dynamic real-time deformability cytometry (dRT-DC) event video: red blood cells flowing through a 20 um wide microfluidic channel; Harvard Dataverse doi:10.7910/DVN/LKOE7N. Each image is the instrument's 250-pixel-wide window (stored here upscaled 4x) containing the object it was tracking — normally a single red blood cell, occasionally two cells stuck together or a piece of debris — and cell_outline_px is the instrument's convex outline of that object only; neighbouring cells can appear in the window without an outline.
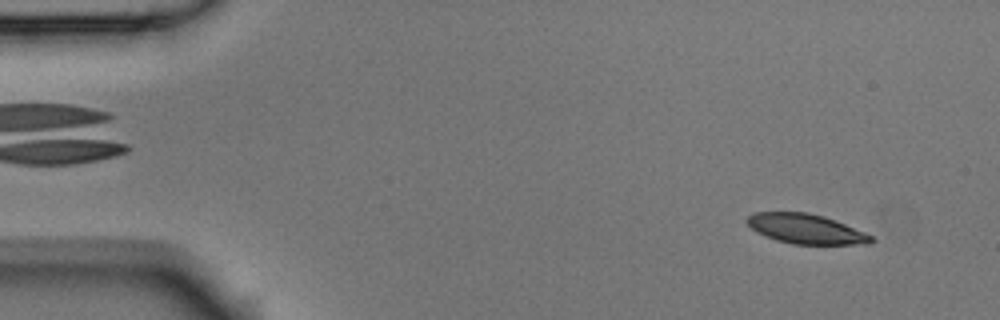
{"species": "Egyptian fruit bat (a non-hibernating species)", "species_latin": "Rousettus aegyptiacus", "temperature_condition": "room temperature", "stored_images_in_passage": 5, "camera_frame_rate_fps": 3000, "um_per_image_px": 0.085, "animal": {"sex": "male"}, "frame": {"image": 1, "passage_image": 1, "time_ms": 0.0, "image_size_px": [1000, 320], "cell_outline_px": [[876, 240], [872, 244], [792, 244], [776, 240], [756, 232], [744, 220], [752, 212], [808, 212], [824, 216], [864, 232], [872, 236]], "centroid_in_image_um": [68.49, 19.45], "position_along_channel_um": 16.5, "area_um2": 21.56}}
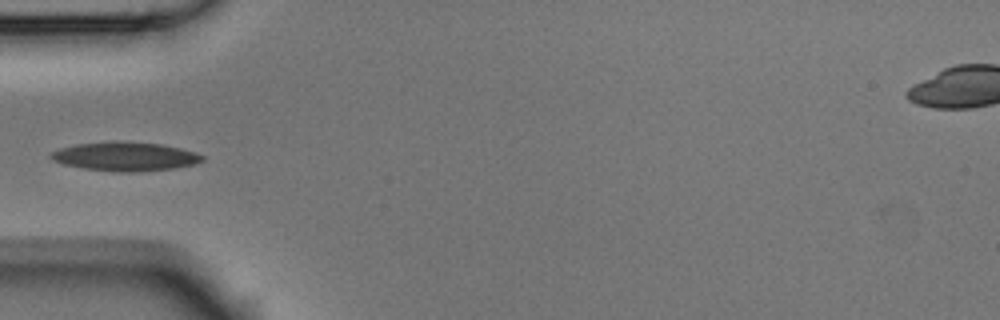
{"frame": {"image": 2, "passage_image": 4, "time_ms": 1.0, "image_size_px": [1000, 320], "cell_outline_px": [[204, 160], [192, 164], [176, 168], [136, 172], [116, 172], [84, 168], [64, 164], [52, 160], [48, 156], [52, 152], [60, 148], [76, 144], [116, 140], [120, 140], [160, 144], [180, 148], [196, 152], [204, 156]], "centroid_in_image_um": [10.63, 13.29], "position_along_channel_um": 74.4, "area_um2": 25.66}}
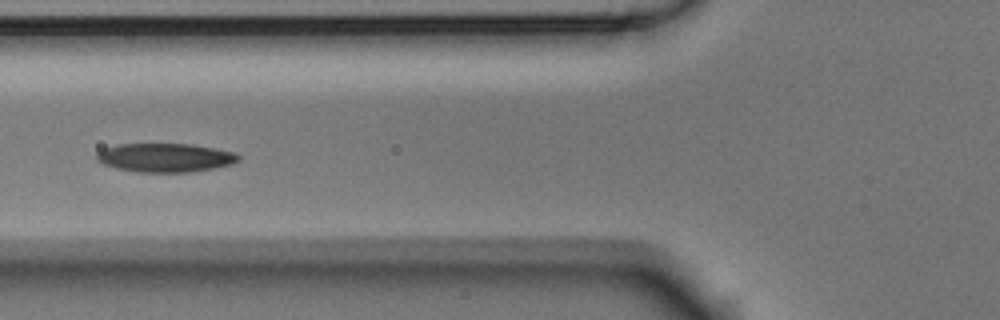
{"frame": {"image": 3, "passage_image": 5, "time_ms": 1.333, "image_size_px": [1000, 320], "cell_outline_px": [[240, 160], [232, 164], [192, 172], [136, 172], [116, 168], [104, 164], [96, 160], [96, 152], [104, 148], [116, 144], [192, 144], [216, 148], [236, 152], [240, 156]], "centroid_in_image_um": [14.05, 13.39], "position_along_channel_um": 111.8, "area_um2": 23.99}}